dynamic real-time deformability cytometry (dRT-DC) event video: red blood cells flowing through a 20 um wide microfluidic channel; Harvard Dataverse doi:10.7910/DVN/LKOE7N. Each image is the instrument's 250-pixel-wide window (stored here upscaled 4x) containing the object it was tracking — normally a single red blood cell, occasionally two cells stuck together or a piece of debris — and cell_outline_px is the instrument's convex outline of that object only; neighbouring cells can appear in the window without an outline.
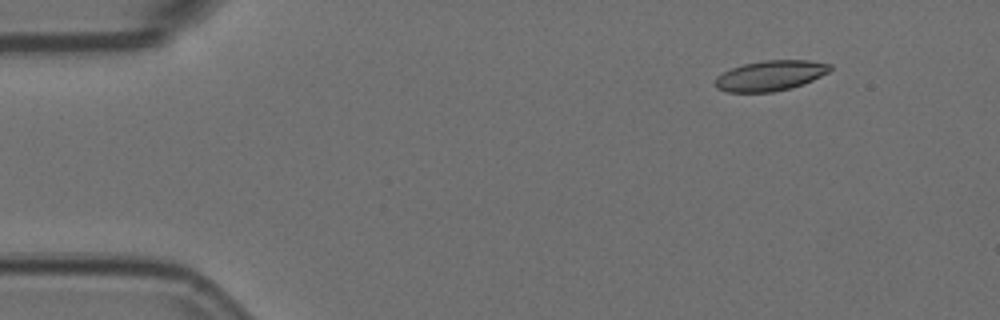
{"species": "Egyptian fruit bat (a non-hibernating species)", "species_latin": "Rousettus aegyptiacus", "temperature_condition": "room temperature", "stored_images_in_passage": 49, "camera_frame_rate_fps": 3000, "um_per_image_px": 0.085, "animal": {"sex": "female"}, "frame": {"image": 1, "passage_image": 1, "time_ms": 0.0, "image_size_px": [1000, 320], "cell_outline_px": [[832, 68], [828, 72], [812, 80], [792, 88], [772, 92], [728, 92], [716, 88], [716, 76], [732, 68], [744, 64], [764, 60], [808, 60], [832, 64]], "centroid_in_image_um": [65.49, 6.42], "position_along_channel_um": 19.5, "area_um2": 20.17}}
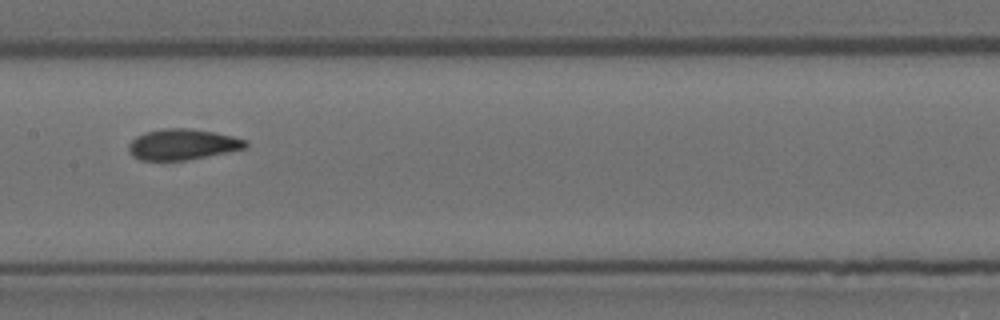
{"frame": {"image": 2, "passage_image": 22, "time_ms": 7.0, "image_size_px": [1000, 320], "cell_outline_px": [[248, 144], [244, 148], [188, 160], [140, 160], [132, 156], [128, 152], [128, 144], [136, 136], [144, 132], [164, 128], [192, 128], [232, 136], [248, 140]], "centroid_in_image_um": [15.46, 12.27], "position_along_channel_um": 191.9, "area_um2": 20.98}}
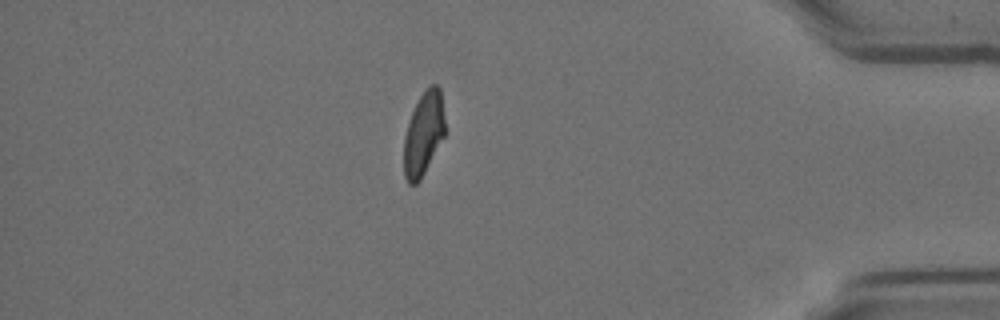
{"frame": {"image": 3, "passage_image": 42, "time_ms": 13.667, "image_size_px": [1000, 320], "cell_outline_px": [[444, 136], [420, 180], [416, 184], [408, 184], [404, 176], [404, 136], [412, 112], [420, 96], [432, 84], [436, 84], [440, 88], [444, 120]], "centroid_in_image_um": [35.99, 11.39], "position_along_channel_um": 399.2, "area_um2": 19.59}, "authors_computed_cell_mechanics": {"area_um2": 21.0392, "velocity_mm_per_s": 3.7009, "shape_relaxation_time_tau1_ms": 6.3188, "shape_relaxation_time_tau2_ms": 1.3976, "deformation_change_tau1": 0.1571, "deformation_change_tau2": 0.0538}}